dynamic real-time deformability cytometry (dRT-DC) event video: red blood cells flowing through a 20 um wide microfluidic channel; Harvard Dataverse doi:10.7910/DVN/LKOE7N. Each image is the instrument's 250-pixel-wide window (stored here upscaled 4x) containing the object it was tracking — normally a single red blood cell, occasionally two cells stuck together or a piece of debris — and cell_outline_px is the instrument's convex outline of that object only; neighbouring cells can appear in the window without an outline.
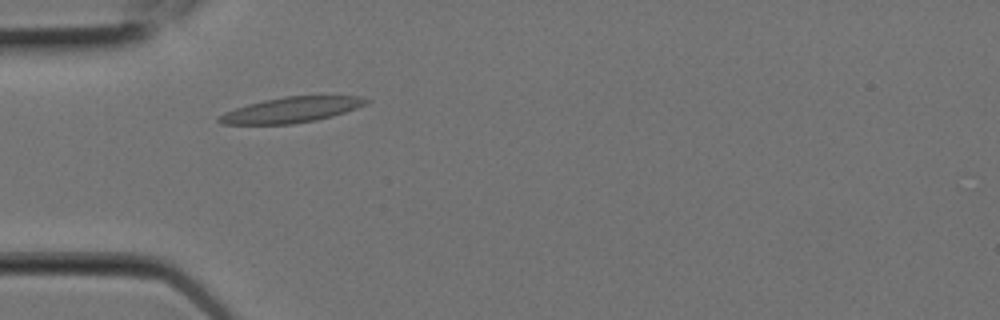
{"species": "Egyptian fruit bat (a non-hibernating species)", "species_latin": "Rousettus aegyptiacus", "temperature_condition": "room temperature", "stored_images_in_passage": 5, "camera_frame_rate_fps": 3000, "um_per_image_px": 0.085, "animal": {"sex": "female"}, "frame": {"image": 1, "passage_image": 4, "time_ms": 1.0, "image_size_px": [1000, 320], "cell_outline_px": [[372, 100], [356, 108], [332, 116], [316, 120], [292, 124], [220, 124], [216, 120], [224, 112], [248, 104], [264, 100], [284, 96], [360, 96]], "centroid_in_image_um": [24.75, 9.34], "position_along_channel_um": 60.3, "area_um2": 21.68}}
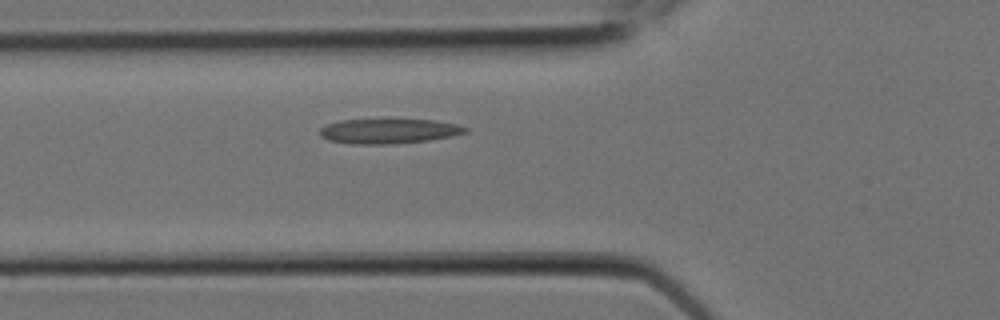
{"frame": {"image": 2, "passage_image": 5, "time_ms": 1.333, "image_size_px": [1000, 320], "cell_outline_px": [[468, 132], [452, 136], [428, 140], [396, 144], [352, 144], [328, 140], [320, 136], [320, 128], [328, 124], [340, 120], [432, 120], [456, 124], [468, 128]], "centroid_in_image_um": [33.04, 11.16], "position_along_channel_um": 92.8, "area_um2": 20.92}}